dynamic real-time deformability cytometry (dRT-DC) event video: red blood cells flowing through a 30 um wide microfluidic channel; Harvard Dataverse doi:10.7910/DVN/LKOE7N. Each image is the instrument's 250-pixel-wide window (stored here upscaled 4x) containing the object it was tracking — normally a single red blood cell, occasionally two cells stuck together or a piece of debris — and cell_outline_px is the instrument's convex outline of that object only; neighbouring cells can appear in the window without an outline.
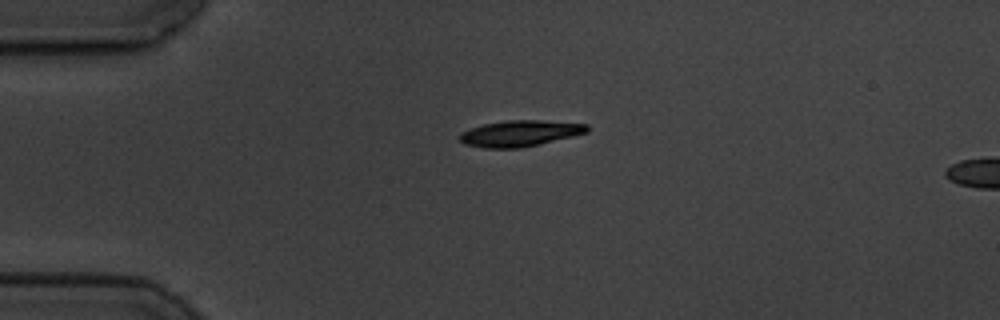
{"species": "common noctule bat (a hibernating species)", "species_latin": "Nyctalus noctula", "temperature_condition": "cold", "stored_images_in_passage": 2, "camera_frame_rate_fps": 3000, "um_per_image_px": 0.085, "animal": {"sex": "male", "body_mass_g": 19.5, "forearm_length_mm": 54.6}, "frame": {"image": 1, "passage_image": 1, "time_ms": 0.0, "image_size_px": [1000, 320], "cell_outline_px": [[588, 132], [572, 136], [520, 148], [484, 148], [464, 144], [460, 140], [460, 132], [484, 124], [508, 120], [540, 120], [588, 124]], "centroid_in_image_um": [44.18, 11.33], "position_along_channel_um": 40.8, "area_um2": 19.13}}